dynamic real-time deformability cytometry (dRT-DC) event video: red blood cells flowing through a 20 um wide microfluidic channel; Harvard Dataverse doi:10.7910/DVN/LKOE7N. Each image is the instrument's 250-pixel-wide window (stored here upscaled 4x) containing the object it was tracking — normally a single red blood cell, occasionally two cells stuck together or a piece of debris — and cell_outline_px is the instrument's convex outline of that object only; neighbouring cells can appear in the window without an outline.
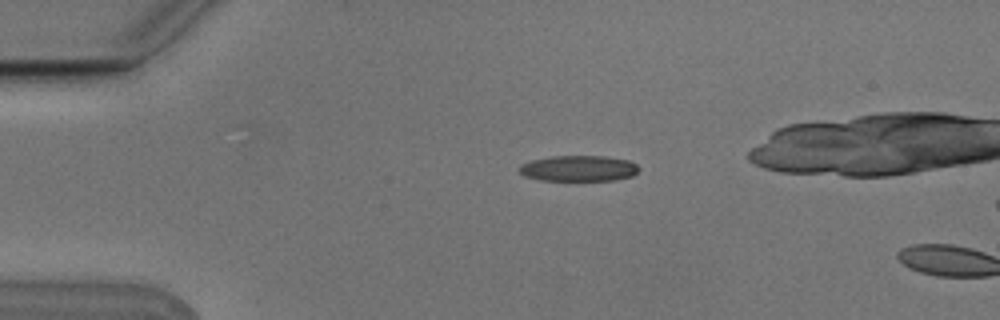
{"species": "Egyptian fruit bat (a non-hibernating species)", "species_latin": "Rousettus aegyptiacus", "temperature_condition": "cold", "stored_images_in_passage": 2, "camera_frame_rate_fps": 3000, "um_per_image_px": 0.085, "animal": {"sex": "male"}, "frame": {"image": 1, "passage_image": 1, "time_ms": 0.0, "image_size_px": [1000, 320], "cell_outline_px": [[640, 168], [632, 176], [616, 180], [540, 180], [524, 176], [516, 168], [520, 164], [532, 160], [552, 156], [604, 156], [628, 160], [636, 164]], "centroid_in_image_um": [49.16, 14.31], "position_along_channel_um": 35.8, "area_um2": 18.03}}